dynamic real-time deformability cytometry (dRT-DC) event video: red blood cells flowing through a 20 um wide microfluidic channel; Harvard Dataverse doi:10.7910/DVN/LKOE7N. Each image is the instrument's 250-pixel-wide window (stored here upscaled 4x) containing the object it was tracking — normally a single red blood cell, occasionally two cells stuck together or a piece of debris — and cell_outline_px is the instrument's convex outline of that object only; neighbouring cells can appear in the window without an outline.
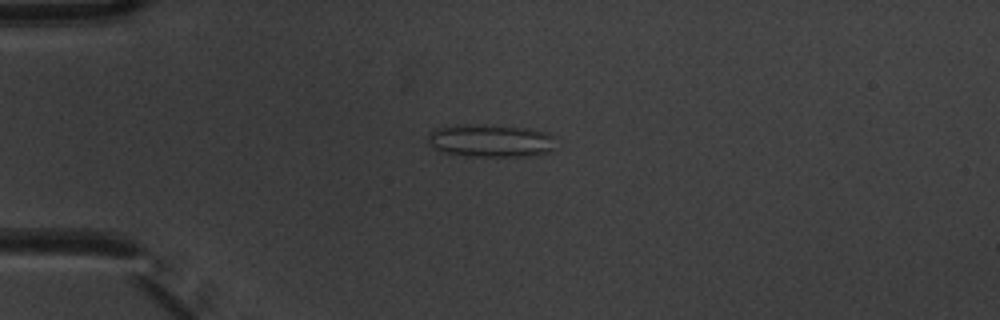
{"species": "common noctule bat (a hibernating species)", "species_latin": "Nyctalus noctula", "temperature_condition": "warm", "stored_images_in_passage": 8, "camera_frame_rate_fps": 3000, "um_per_image_px": 0.085, "animal": {"sex": "male", "body_mass_g": 20.1, "forearm_length_mm": 53.5}, "frame": {"image": 1, "passage_image": 4, "time_ms": 1.0, "image_size_px": [1000, 320], "cell_outline_px": [[552, 152], [528, 156], [464, 156], [444, 152], [432, 148], [428, 144], [428, 132], [436, 128], [464, 124], [472, 124], [528, 128], [548, 132], [552, 136]], "centroid_in_image_um": [41.65, 11.96], "position_along_channel_um": 43.3, "area_um2": 24.51}}
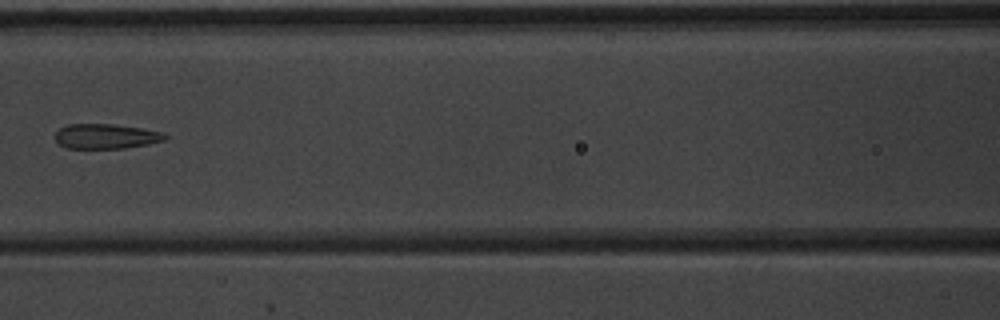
{"frame": {"image": 2, "passage_image": 7, "time_ms": 2.0, "image_size_px": [1000, 320], "cell_outline_px": [[168, 136], [164, 140], [148, 144], [124, 148], [68, 148], [60, 144], [56, 140], [56, 132], [60, 128], [68, 124], [112, 124], [144, 128], [160, 132]], "centroid_in_image_um": [9.01, 11.58], "position_along_channel_um": 157.6, "area_um2": 15.78}}
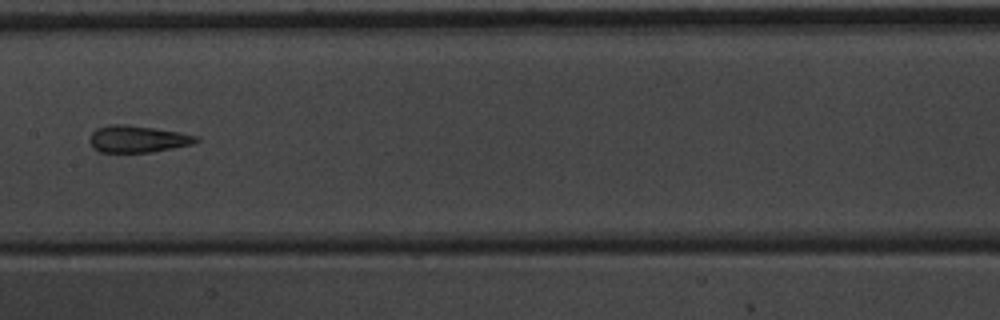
{"frame": {"image": 3, "passage_image": 8, "time_ms": 2.333, "image_size_px": [1000, 320], "cell_outline_px": [[200, 140], [192, 144], [152, 152], [100, 152], [92, 148], [88, 140], [92, 132], [96, 128], [112, 124], [124, 124], [180, 132], [196, 136]], "centroid_in_image_um": [11.65, 11.82], "position_along_channel_um": 195.8, "area_um2": 16.65}}